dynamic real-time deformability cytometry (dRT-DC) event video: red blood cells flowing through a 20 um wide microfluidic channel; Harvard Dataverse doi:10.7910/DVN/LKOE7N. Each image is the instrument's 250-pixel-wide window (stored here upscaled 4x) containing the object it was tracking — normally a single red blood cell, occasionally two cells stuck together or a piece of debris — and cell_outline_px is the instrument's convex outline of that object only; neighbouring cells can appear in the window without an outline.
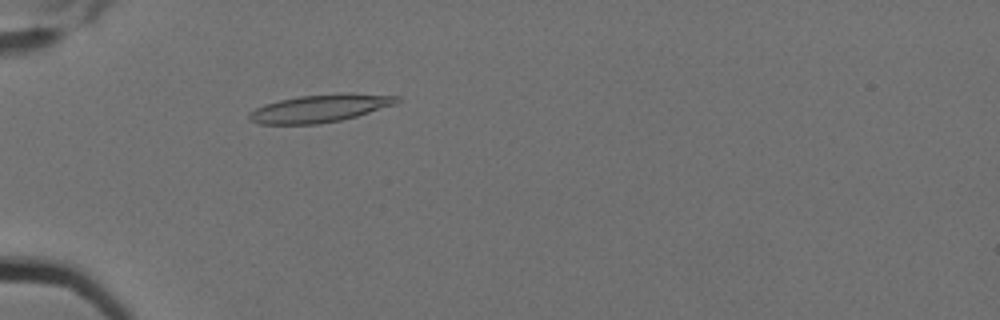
{"species": "Egyptian fruit bat (a non-hibernating species)", "species_latin": "Rousettus aegyptiacus", "temperature_condition": "cold", "stored_images_in_passage": 1, "camera_frame_rate_fps": 3000, "um_per_image_px": 0.085, "animal": {"sex": "female"}, "frame": {"image": 1, "passage_image": 1, "time_ms": 0.0, "image_size_px": [1000, 320], "cell_outline_px": [[400, 100], [396, 104], [356, 116], [340, 120], [320, 124], [260, 124], [248, 120], [248, 116], [256, 108], [264, 104], [280, 100], [300, 96], [344, 92], [348, 92], [400, 96]], "centroid_in_image_um": [27.23, 9.2], "position_along_channel_um": 57.8, "area_um2": 23.93}}